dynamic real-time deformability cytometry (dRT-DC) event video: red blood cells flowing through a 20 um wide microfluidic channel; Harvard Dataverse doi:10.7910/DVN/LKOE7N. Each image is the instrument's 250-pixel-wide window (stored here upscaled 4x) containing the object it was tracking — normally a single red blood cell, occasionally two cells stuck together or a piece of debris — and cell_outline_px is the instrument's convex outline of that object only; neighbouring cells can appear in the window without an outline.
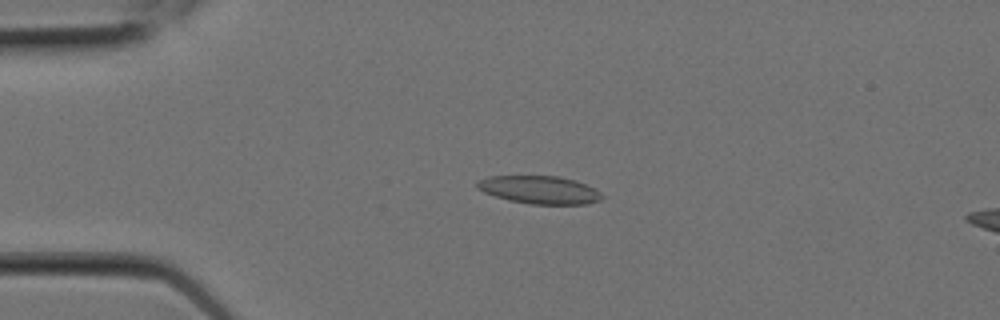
{"species": "Egyptian fruit bat (a non-hibernating species)", "species_latin": "Rousettus aegyptiacus", "temperature_condition": "room temperature", "stored_images_in_passage": 5, "camera_frame_rate_fps": 3000, "um_per_image_px": 0.085, "animal": {"sex": "female"}, "frame": {"image": 1, "passage_image": 4, "time_ms": 1.0, "image_size_px": [1000, 320], "cell_outline_px": [[604, 200], [588, 204], [528, 204], [508, 200], [484, 192], [476, 188], [476, 184], [480, 180], [488, 176], [560, 176], [576, 180], [600, 192], [604, 196]], "centroid_in_image_um": [45.89, 16.14], "position_along_channel_um": 39.1, "area_um2": 20.4}}